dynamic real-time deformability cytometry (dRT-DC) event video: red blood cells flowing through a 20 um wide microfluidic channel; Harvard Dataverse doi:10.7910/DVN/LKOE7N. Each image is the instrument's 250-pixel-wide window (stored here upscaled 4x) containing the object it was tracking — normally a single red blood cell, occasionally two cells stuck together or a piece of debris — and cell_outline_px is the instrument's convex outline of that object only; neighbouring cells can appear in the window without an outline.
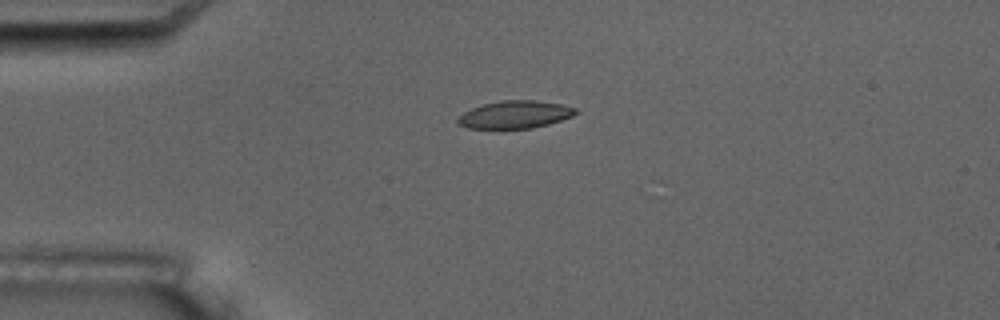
{"species": "common noctule bat (a hibernating species)", "species_latin": "Nyctalus noctula", "temperature_condition": "room temperature", "stored_images_in_passage": 6, "camera_frame_rate_fps": 3000, "um_per_image_px": 0.085, "animal": {"sex": "male", "body_mass_g": 17.5, "forearm_length_mm": 52.3}, "frame": {"image": 1, "passage_image": 4, "time_ms": 3.667, "image_size_px": [1000, 320], "cell_outline_px": [[580, 112], [572, 116], [548, 124], [532, 128], [468, 128], [456, 124], [456, 120], [464, 112], [472, 108], [484, 104], [504, 100], [532, 100], [560, 104], [576, 108]], "centroid_in_image_um": [43.77, 9.74], "position_along_channel_um": 41.2, "area_um2": 18.79}}